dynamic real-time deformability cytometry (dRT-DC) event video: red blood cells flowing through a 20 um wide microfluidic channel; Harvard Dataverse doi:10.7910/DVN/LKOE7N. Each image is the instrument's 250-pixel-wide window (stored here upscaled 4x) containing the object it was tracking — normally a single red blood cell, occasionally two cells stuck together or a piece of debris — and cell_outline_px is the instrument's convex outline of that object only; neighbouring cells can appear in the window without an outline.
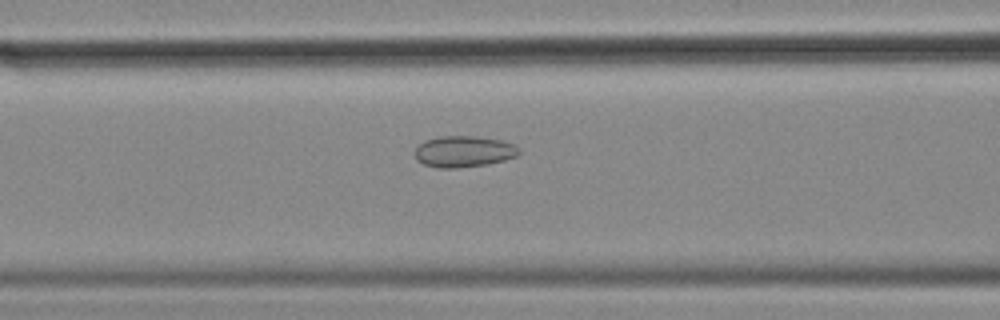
{"species": "common noctule bat (a hibernating species)", "species_latin": "Nyctalus noctula", "temperature_condition": "cold", "stored_images_in_passage": 57, "camera_frame_rate_fps": 3000, "um_per_image_px": 0.085, "animal": {"sex": "female", "body_mass_g": 18.4}, "frame": {"image": 1, "passage_image": 23, "time_ms": 7.333, "image_size_px": [1000, 320], "cell_outline_px": [[520, 152], [516, 156], [504, 160], [488, 164], [456, 168], [436, 168], [424, 164], [416, 160], [412, 152], [424, 140], [440, 136], [476, 136], [500, 140], [516, 144], [520, 148]], "centroid_in_image_um": [39.4, 12.88], "position_along_channel_um": 127.2, "area_um2": 19.25}}
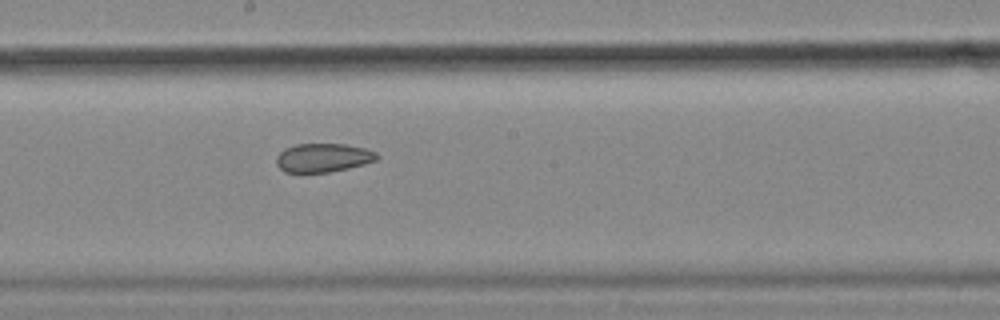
{"frame": {"image": 2, "passage_image": 31, "time_ms": 10.0, "image_size_px": [1000, 320], "cell_outline_px": [[380, 156], [376, 160], [364, 164], [348, 168], [328, 172], [284, 172], [276, 164], [276, 156], [284, 148], [296, 144], [344, 144], [364, 148], [376, 152]], "centroid_in_image_um": [27.45, 13.4], "position_along_channel_um": 220.8, "area_um2": 16.82}}
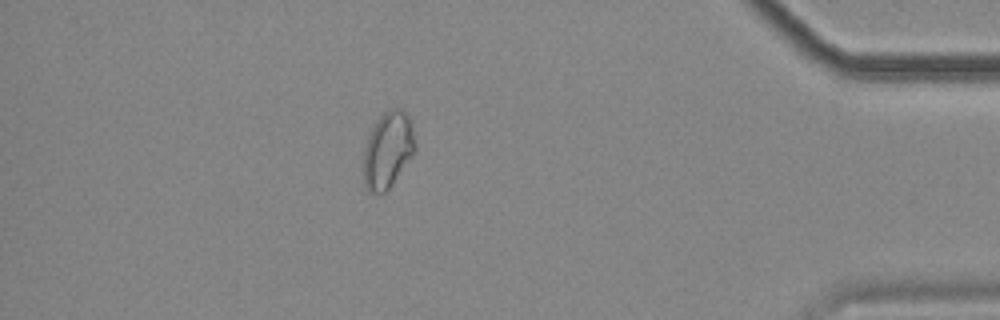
{"frame": {"image": 3, "passage_image": 50, "time_ms": 16.333, "image_size_px": [1000, 320], "cell_outline_px": [[416, 152], [388, 192], [380, 196], [368, 192], [364, 188], [364, 148], [368, 136], [372, 128], [380, 116], [388, 108], [404, 108], [412, 124], [416, 148]], "centroid_in_image_um": [32.98, 12.8], "position_along_channel_um": 402.2, "area_um2": 23.76}, "authors_computed_cell_mechanics": {"area_um2": 21.6172, "velocity_mm_per_s": 3.5186, "shape_relaxation_time_tau1_ms": null, "shape_relaxation_time_tau2_ms": 4.2895, "deformation_change_tau1": null, "deformation_change_tau2": 0.0922}}